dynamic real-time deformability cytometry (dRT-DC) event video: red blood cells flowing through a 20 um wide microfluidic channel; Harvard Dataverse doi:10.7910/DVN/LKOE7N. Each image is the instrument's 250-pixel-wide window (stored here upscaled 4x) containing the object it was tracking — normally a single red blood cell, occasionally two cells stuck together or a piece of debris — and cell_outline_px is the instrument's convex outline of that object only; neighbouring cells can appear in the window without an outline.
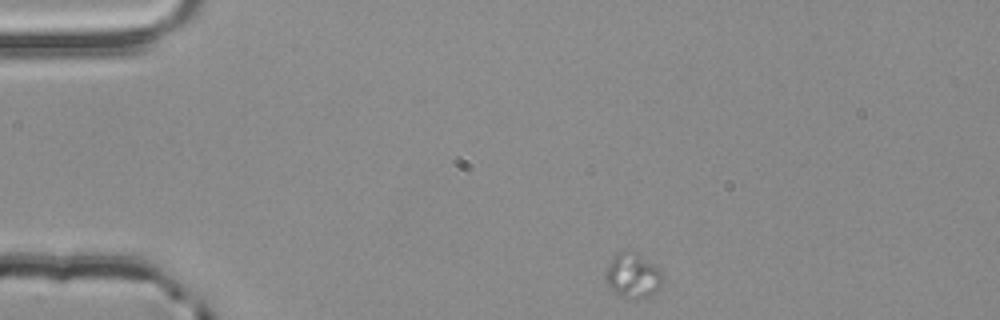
{"species": "common noctule bat (a hibernating species)", "species_latin": "Nyctalus noctula", "temperature_condition": "room temperature", "stored_images_in_passage": 3, "camera_frame_rate_fps": 3000, "um_per_image_px": 0.085, "animal": {"sex": "male", "body_mass_g": 20.4}, "frame": {"image": 1, "passage_image": 1, "time_ms": 0.0, "image_size_px": [1000, 320], "cell_outline_px": [[664, 276], [660, 288], [656, 292], [648, 296], [632, 300], [624, 300], [604, 280], [604, 272], [612, 256], [616, 252], [624, 248], [636, 252], [656, 268]], "centroid_in_image_um": [53.74, 23.42], "position_along_channel_um": 31.3, "area_um2": 15.2}}